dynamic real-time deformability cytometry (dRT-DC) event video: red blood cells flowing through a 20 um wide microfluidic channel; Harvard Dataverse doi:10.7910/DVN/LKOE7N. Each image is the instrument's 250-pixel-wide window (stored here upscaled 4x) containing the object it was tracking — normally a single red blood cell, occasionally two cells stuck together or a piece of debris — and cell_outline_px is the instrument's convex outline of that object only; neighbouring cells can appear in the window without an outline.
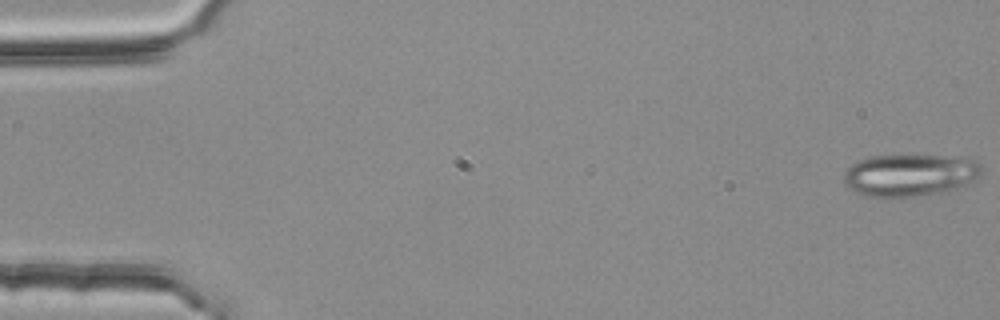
{"species": "common noctule bat (a hibernating species)", "species_latin": "Nyctalus noctula", "temperature_condition": "room temperature", "stored_images_in_passage": 54, "camera_frame_rate_fps": 3000, "um_per_image_px": 0.085, "animal": {"sex": "female", "body_mass_g": 25.1}, "frame": {"image": 1, "passage_image": 1, "time_ms": 0.0, "image_size_px": [1000, 320], "cell_outline_px": [[980, 176], [976, 180], [948, 192], [916, 196], [868, 196], [856, 192], [844, 184], [844, 172], [856, 160], [868, 156], [940, 156], [976, 160], [980, 164]], "centroid_in_image_um": [77.33, 14.89], "position_along_channel_um": 7.7, "area_um2": 33.7}}
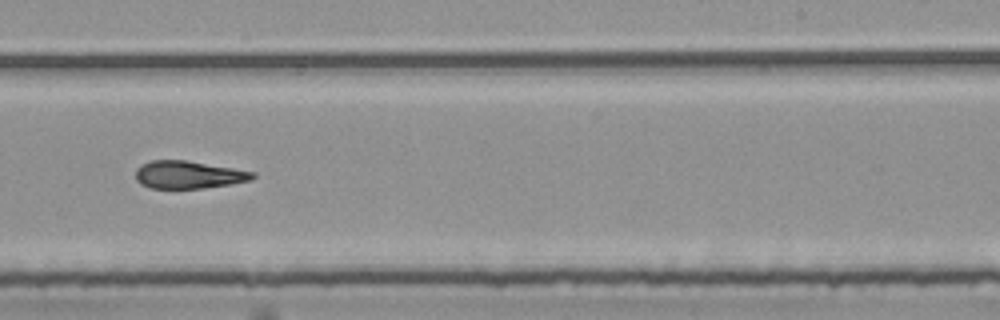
{"frame": {"image": 2, "passage_image": 34, "time_ms": 11.0, "image_size_px": [1000, 320], "cell_outline_px": [[256, 176], [252, 180], [232, 184], [204, 188], [148, 188], [140, 184], [136, 180], [136, 168], [140, 164], [152, 160], [184, 160], [256, 172]], "centroid_in_image_um": [16.01, 14.86], "position_along_channel_um": 273.0, "area_um2": 18.96}}
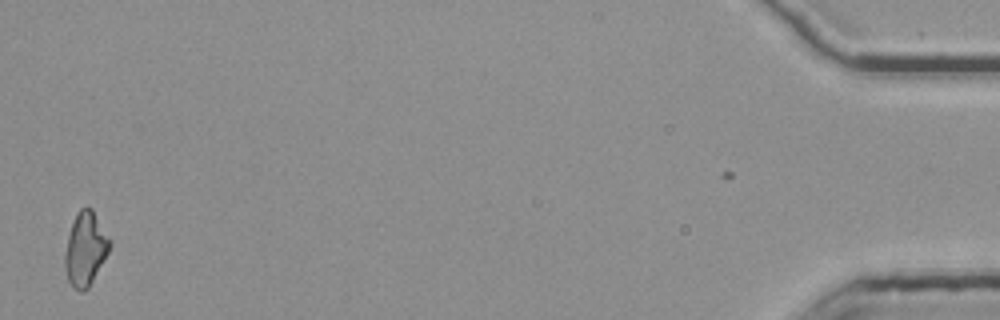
{"frame": {"image": 3, "passage_image": 54, "time_ms": 17.667, "image_size_px": [1000, 320], "cell_outline_px": [[112, 244], [108, 252], [88, 288], [80, 292], [72, 288], [68, 280], [64, 268], [64, 256], [68, 236], [76, 212], [80, 208], [92, 208], [112, 240]], "centroid_in_image_um": [7.26, 21.15], "position_along_channel_um": 427.9, "area_um2": 19.31}, "authors_computed_cell_mechanics": {"area_um2": 19.7965, "velocity_mm_per_s": 3.7673, "shape_relaxation_time_tau1_ms": null, "shape_relaxation_time_tau2_ms": 4.6094, "deformation_change_tau1": null, "deformation_change_tau2": 0.1436}}